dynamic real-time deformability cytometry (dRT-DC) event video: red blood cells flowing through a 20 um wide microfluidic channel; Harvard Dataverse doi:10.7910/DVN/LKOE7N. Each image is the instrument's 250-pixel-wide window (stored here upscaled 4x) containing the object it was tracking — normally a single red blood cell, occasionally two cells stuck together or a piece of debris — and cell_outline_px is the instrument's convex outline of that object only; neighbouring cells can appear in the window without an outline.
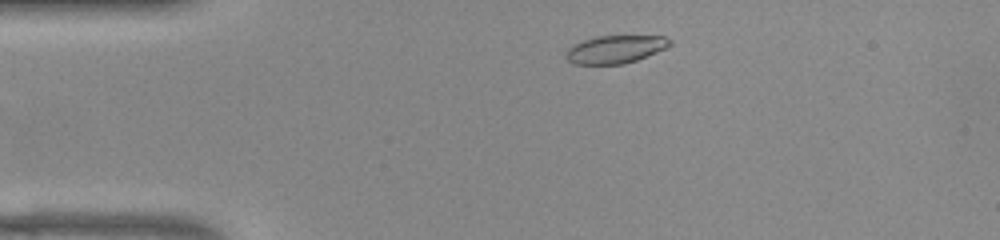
{"species": "common noctule bat (a hibernating species)", "species_latin": "Nyctalus noctula", "temperature_condition": "warm", "stored_images_in_passage": 43, "camera_frame_rate_fps": 3000, "um_per_image_px": 0.085, "animal": {"sex": "female", "body_mass_g": 22.0, "forearm_length_mm": 56.7}, "frame": {"image": 1, "passage_image": 1, "time_ms": 0.0, "image_size_px": [1000, 240], "cell_outline_px": [[672, 44], [668, 48], [636, 60], [624, 64], [576, 64], [568, 60], [568, 48], [572, 44], [596, 36], [664, 36], [672, 40]], "centroid_in_image_um": [52.36, 4.18], "position_along_channel_um": 32.6, "area_um2": 16.82}}
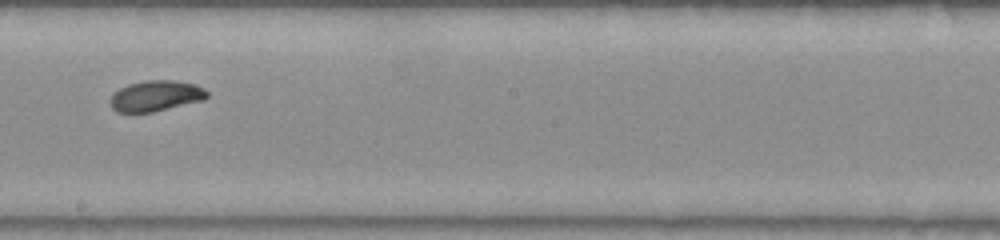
{"frame": {"image": 2, "passage_image": 20, "time_ms": 6.333, "image_size_px": [1000, 240], "cell_outline_px": [[208, 96], [204, 100], [152, 112], [116, 112], [112, 108], [108, 100], [112, 92], [128, 84], [144, 80], [176, 80], [196, 84], [204, 88], [208, 92]], "centroid_in_image_um": [13.22, 8.14], "position_along_channel_um": 235.0, "area_um2": 17.63}}
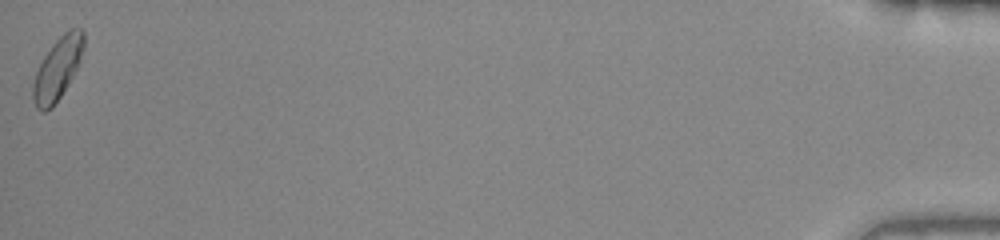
{"frame": {"image": 3, "passage_image": 43, "time_ms": 14.0, "image_size_px": [1000, 240], "cell_outline_px": [[84, 48], [80, 60], [68, 84], [52, 108], [44, 112], [36, 108], [32, 100], [32, 84], [36, 72], [44, 56], [52, 44], [64, 32], [72, 28], [80, 28], [84, 32]], "centroid_in_image_um": [4.88, 5.84], "position_along_channel_um": 430.3, "area_um2": 18.26}, "authors_computed_cell_mechanics": {"area_um2": 17.5712, "velocity_mm_per_s": 3.8854, "shape_relaxation_time_tau1_ms": 2.4125, "shape_relaxation_time_tau2_ms": 1.4194, "deformation_change_tau1": 0.131, "deformation_change_tau2": 0.0497}}